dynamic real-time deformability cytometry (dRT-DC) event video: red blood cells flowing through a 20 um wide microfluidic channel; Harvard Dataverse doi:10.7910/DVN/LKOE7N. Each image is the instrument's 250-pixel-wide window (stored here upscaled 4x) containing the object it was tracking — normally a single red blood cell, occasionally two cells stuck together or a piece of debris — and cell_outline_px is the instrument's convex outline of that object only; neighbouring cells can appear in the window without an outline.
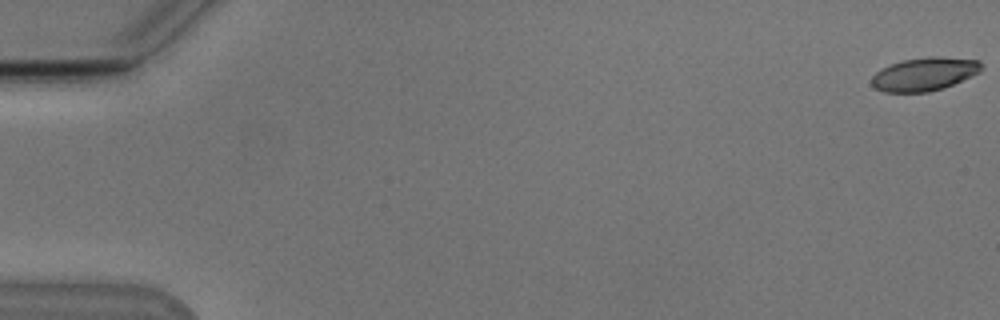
{"species": "Egyptian fruit bat (a non-hibernating species)", "species_latin": "Rousettus aegyptiacus", "temperature_condition": "cold", "stored_images_in_passage": 55, "camera_frame_rate_fps": 3000, "um_per_image_px": 0.085, "animal": {"sex": "male"}, "frame": {"image": 1, "passage_image": 1, "time_ms": 0.0, "image_size_px": [1000, 320], "cell_outline_px": [[984, 68], [980, 72], [944, 88], [928, 92], [884, 92], [876, 88], [872, 84], [872, 76], [876, 72], [892, 64], [904, 60], [928, 56], [940, 56], [980, 60], [984, 64]], "centroid_in_image_um": [78.64, 6.29], "position_along_channel_um": 6.4, "area_um2": 21.33}}
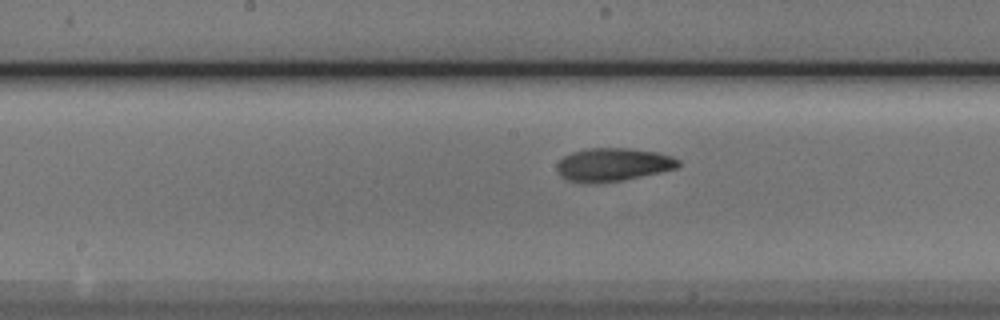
{"frame": {"image": 2, "passage_image": 29, "time_ms": 9.333, "image_size_px": [1000, 320], "cell_outline_px": [[680, 164], [676, 168], [660, 172], [624, 180], [584, 184], [568, 180], [560, 176], [556, 168], [556, 164], [564, 156], [572, 152], [588, 148], [632, 148], [656, 152], [672, 156], [680, 160]], "centroid_in_image_um": [52.08, 13.99], "position_along_channel_um": 196.1, "area_um2": 23.64}}
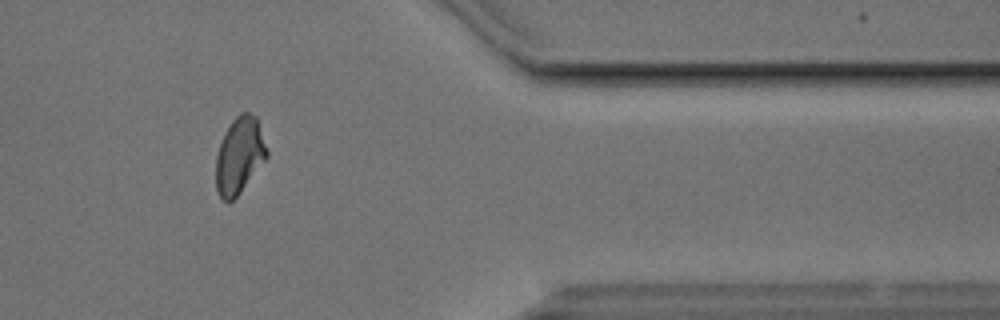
{"frame": {"image": 3, "passage_image": 46, "time_ms": 15.0, "image_size_px": [1000, 320], "cell_outline_px": [[268, 156], [240, 192], [232, 200], [224, 200], [220, 196], [216, 188], [216, 156], [224, 132], [232, 120], [240, 112], [248, 112], [256, 116], [268, 152]], "centroid_in_image_um": [20.34, 13.18], "position_along_channel_um": 391.1, "area_um2": 22.37}, "authors_computed_cell_mechanics": {"area_um2": 22.3686, "velocity_mm_per_s": 3.8012, "shape_relaxation_time_tau1_ms": 3.6069, "shape_relaxation_time_tau2_ms": 2.7202, "deformation_change_tau1": 0.14, "deformation_change_tau2": 0.0814}}